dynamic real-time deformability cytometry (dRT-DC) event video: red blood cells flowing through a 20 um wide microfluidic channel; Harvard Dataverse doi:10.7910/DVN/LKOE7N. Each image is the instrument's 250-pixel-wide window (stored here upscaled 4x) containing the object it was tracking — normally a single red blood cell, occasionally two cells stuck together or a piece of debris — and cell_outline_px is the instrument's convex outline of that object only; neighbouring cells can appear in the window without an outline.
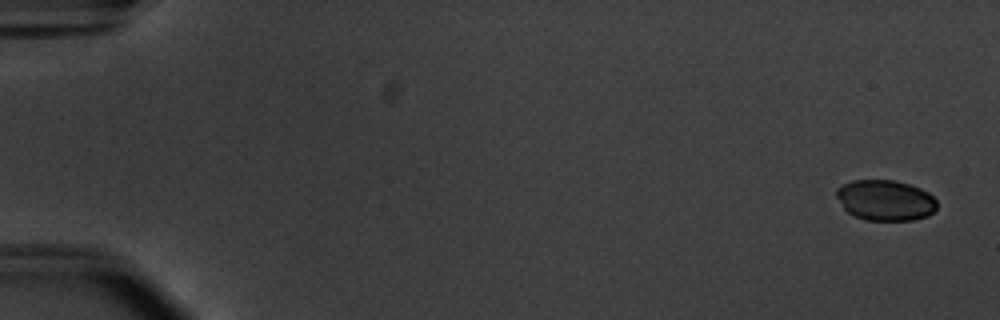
{"species": "common noctule bat (a hibernating species)", "species_latin": "Nyctalus noctula", "temperature_condition": "warm", "stored_images_in_passage": 52, "camera_frame_rate_fps": 3000, "um_per_image_px": 0.085, "animal": {"sex": "male", "body_mass_g": 20.1, "forearm_length_mm": 53.5}, "frame": {"image": 1, "passage_image": 1, "time_ms": 0.0, "image_size_px": [1000, 320], "cell_outline_px": [[936, 208], [928, 216], [912, 220], [864, 220], [848, 212], [844, 208], [836, 196], [836, 188], [852, 180], [892, 180], [908, 184], [920, 188], [928, 192], [936, 200]], "centroid_in_image_um": [75.25, 17.02], "position_along_channel_um": 9.8, "area_um2": 23.7}}
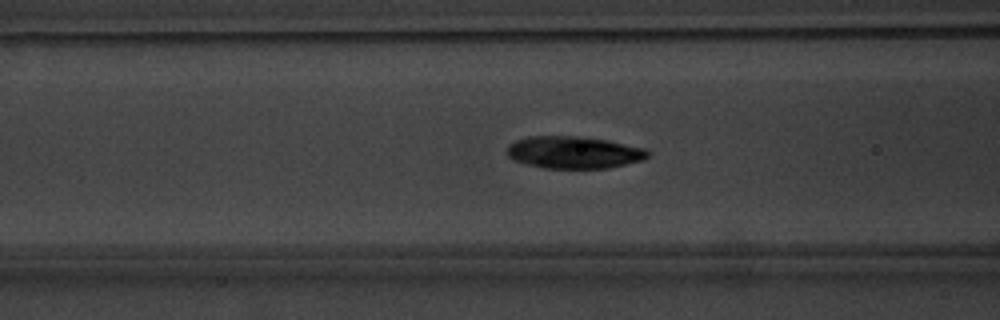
{"frame": {"image": 2, "passage_image": 22, "time_ms": 7.0, "image_size_px": [1000, 320], "cell_outline_px": [[652, 152], [644, 160], [608, 168], [544, 168], [524, 164], [512, 160], [508, 156], [508, 144], [516, 140], [528, 136], [584, 136], [608, 140], [648, 148]], "centroid_in_image_um": [48.81, 12.95], "position_along_channel_um": 117.8, "area_um2": 26.88}}
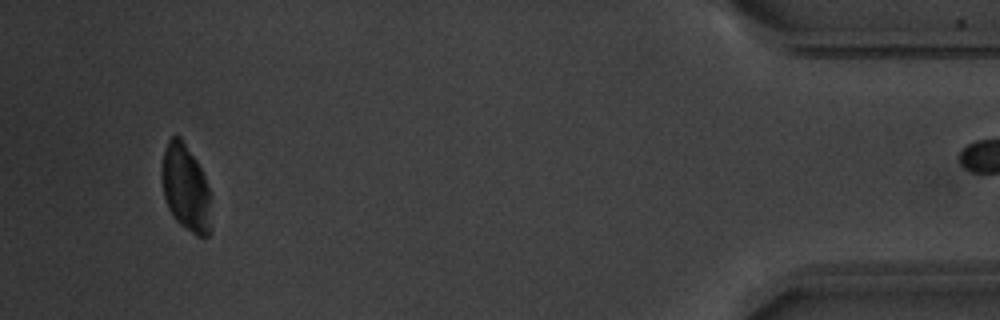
{"frame": {"image": 3, "passage_image": 51, "time_ms": 16.667, "image_size_px": [1000, 320], "cell_outline_px": [[212, 228], [208, 236], [196, 236], [180, 224], [172, 216], [168, 208], [164, 196], [160, 176], [164, 148], [168, 140], [172, 136], [180, 136], [196, 160], [204, 176], [208, 188]], "centroid_in_image_um": [15.77, 15.99], "position_along_channel_um": 419.4, "area_um2": 25.03}}